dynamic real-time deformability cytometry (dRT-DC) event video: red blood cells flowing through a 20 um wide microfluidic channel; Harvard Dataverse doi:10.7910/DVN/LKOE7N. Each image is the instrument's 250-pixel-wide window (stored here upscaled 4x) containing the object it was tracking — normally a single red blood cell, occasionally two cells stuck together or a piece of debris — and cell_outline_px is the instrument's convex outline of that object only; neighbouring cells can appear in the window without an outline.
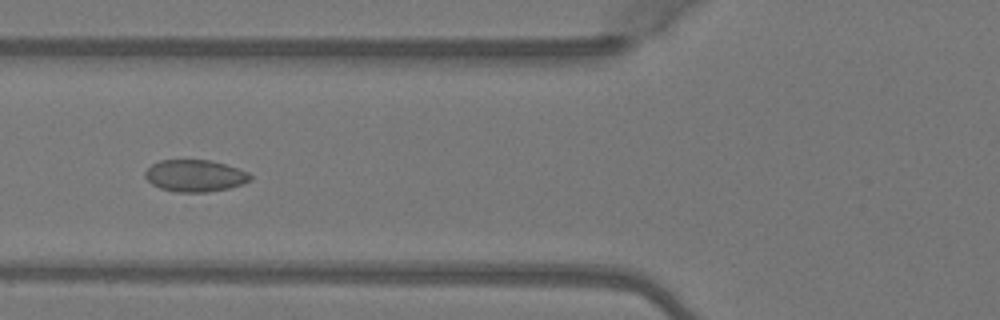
{"species": "Egyptian fruit bat (a non-hibernating species)", "species_latin": "Rousettus aegyptiacus", "temperature_condition": "warm", "stored_images_in_passage": 6, "camera_frame_rate_fps": 3000, "um_per_image_px": 0.085, "animal": {"sex": "female"}, "frame": {"image": 1, "passage_image": 6, "time_ms": 1.667, "image_size_px": [1000, 320], "cell_outline_px": [[252, 180], [244, 184], [228, 188], [208, 192], [176, 192], [160, 188], [152, 184], [144, 176], [144, 172], [152, 164], [160, 160], [212, 160], [248, 172], [252, 176]], "centroid_in_image_um": [16.58, 14.94], "position_along_channel_um": 109.2, "area_um2": 19.59}}